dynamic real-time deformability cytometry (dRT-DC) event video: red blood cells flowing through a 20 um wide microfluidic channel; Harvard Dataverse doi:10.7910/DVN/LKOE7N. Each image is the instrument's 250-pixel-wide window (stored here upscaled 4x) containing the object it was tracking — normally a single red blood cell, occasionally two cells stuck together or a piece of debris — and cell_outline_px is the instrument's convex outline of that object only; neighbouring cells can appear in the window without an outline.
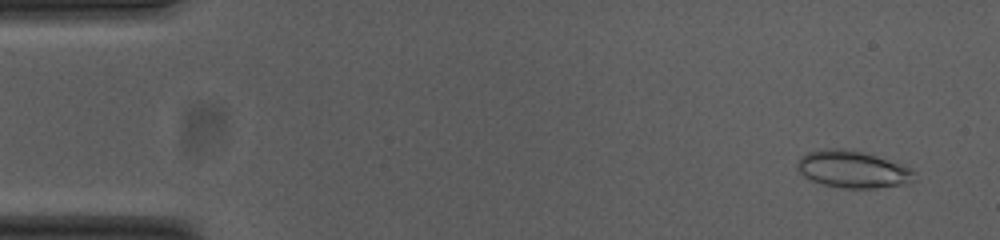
{"species": "common noctule bat (a hibernating species)", "species_latin": "Nyctalus noctula", "temperature_condition": "cold", "stored_images_in_passage": 54, "camera_frame_rate_fps": 3000, "um_per_image_px": 0.085, "animal": {"sex": "female", "body_mass_g": 23.0, "forearm_length_mm": 53.4}, "frame": {"image": 1, "passage_image": 3, "time_ms": 0.667, "image_size_px": [1000, 240], "cell_outline_px": [[916, 180], [912, 184], [876, 188], [844, 188], [824, 184], [812, 180], [804, 176], [796, 168], [796, 164], [800, 156], [808, 152], [824, 148], [844, 148], [860, 152], [900, 164], [908, 168], [912, 172]], "centroid_in_image_um": [72.46, 14.4], "position_along_channel_um": 12.5, "area_um2": 25.14}}
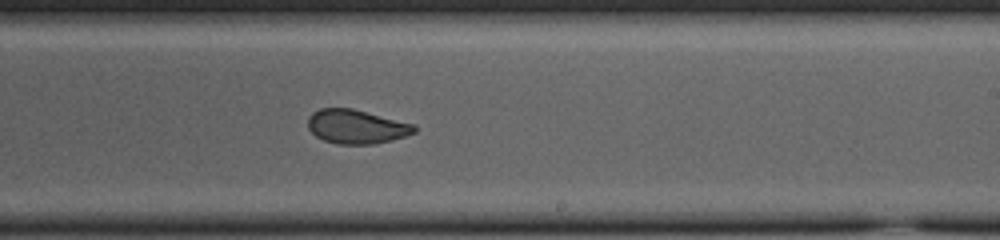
{"frame": {"image": 2, "passage_image": 32, "time_ms": 10.333, "image_size_px": [1000, 240], "cell_outline_px": [[416, 132], [392, 140], [372, 144], [340, 144], [324, 140], [316, 136], [308, 128], [308, 116], [312, 112], [320, 108], [352, 108], [416, 124]], "centroid_in_image_um": [30.3, 10.75], "position_along_channel_um": 258.7, "area_um2": 21.15}}
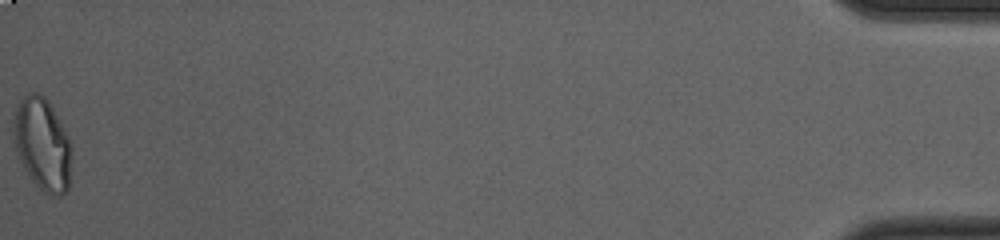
{"frame": {"image": 3, "passage_image": 54, "time_ms": 17.667, "image_size_px": [1000, 240], "cell_outline_px": [[72, 148], [68, 188], [60, 196], [48, 196], [32, 180], [24, 168], [16, 152], [12, 140], [12, 132], [16, 108], [20, 100], [28, 92], [36, 92], [44, 96], [48, 100], [64, 128], [68, 136]], "centroid_in_image_um": [3.59, 12.25], "position_along_channel_um": 431.6, "area_um2": 31.5}, "authors_computed_cell_mechanics": {"area_um2": 22.831, "velocity_mm_per_s": 3.7509, "shape_relaxation_time_tau1_ms": 3.9826, "shape_relaxation_time_tau2_ms": 1.4121, "deformation_change_tau1": 0.1177, "deformation_change_tau2": 0.0692}}